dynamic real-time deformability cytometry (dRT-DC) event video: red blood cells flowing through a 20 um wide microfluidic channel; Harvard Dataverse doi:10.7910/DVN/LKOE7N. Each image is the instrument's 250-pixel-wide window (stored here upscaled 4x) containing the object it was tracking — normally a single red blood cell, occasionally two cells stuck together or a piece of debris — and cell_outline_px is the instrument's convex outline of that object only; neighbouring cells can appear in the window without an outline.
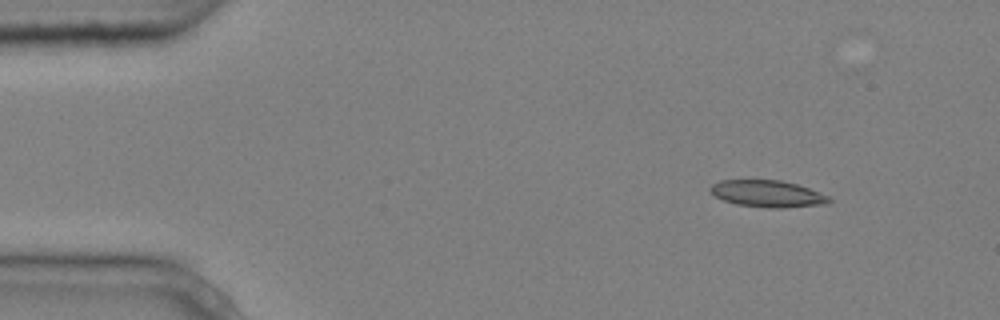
{"species": "common noctule bat (a hibernating species)", "species_latin": "Nyctalus noctula", "temperature_condition": "cold", "stored_images_in_passage": 5, "camera_frame_rate_fps": 3000, "um_per_image_px": 0.085, "animal": {"sex": "male", "body_mass_g": 20.4}, "frame": {"image": 1, "passage_image": 1, "time_ms": 0.0, "image_size_px": [1000, 320], "cell_outline_px": [[832, 200], [828, 204], [780, 208], [768, 208], [736, 204], [724, 200], [716, 196], [708, 188], [712, 184], [720, 180], [780, 180], [796, 184], [808, 188], [828, 196]], "centroid_in_image_um": [65.24, 16.47], "position_along_channel_um": 19.8, "area_um2": 18.44}}
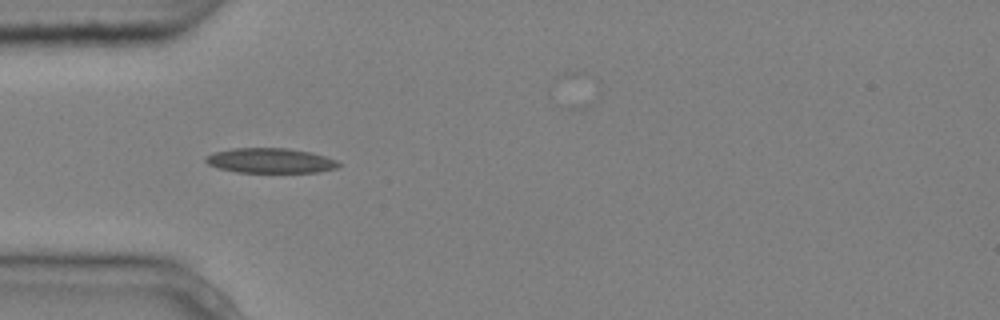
{"frame": {"image": 2, "passage_image": 4, "time_ms": 1.0, "image_size_px": [1000, 320], "cell_outline_px": [[340, 164], [336, 168], [316, 172], [236, 172], [220, 168], [208, 164], [204, 160], [204, 156], [212, 152], [232, 148], [288, 148], [312, 152], [336, 160]], "centroid_in_image_um": [22.93, 13.64], "position_along_channel_um": 62.1, "area_um2": 19.31}}
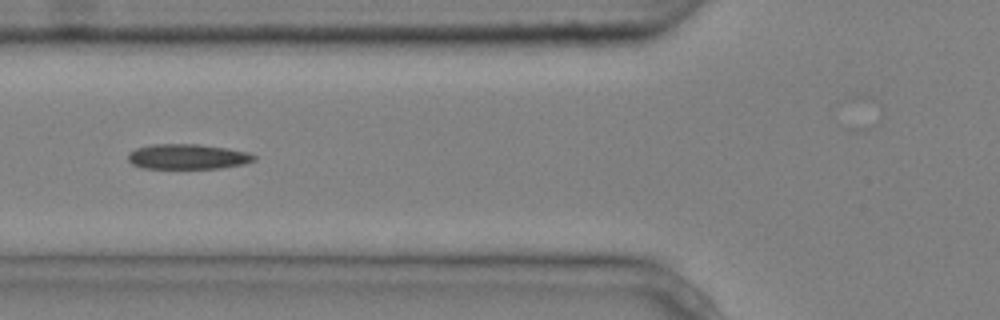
{"frame": {"image": 3, "passage_image": 5, "time_ms": 1.333, "image_size_px": [1000, 320], "cell_outline_px": [[256, 160], [244, 164], [220, 168], [144, 168], [132, 164], [128, 160], [128, 152], [136, 148], [152, 144], [200, 144], [228, 148], [248, 152], [256, 156]], "centroid_in_image_um": [15.96, 13.31], "position_along_channel_um": 109.8, "area_um2": 18.55}}